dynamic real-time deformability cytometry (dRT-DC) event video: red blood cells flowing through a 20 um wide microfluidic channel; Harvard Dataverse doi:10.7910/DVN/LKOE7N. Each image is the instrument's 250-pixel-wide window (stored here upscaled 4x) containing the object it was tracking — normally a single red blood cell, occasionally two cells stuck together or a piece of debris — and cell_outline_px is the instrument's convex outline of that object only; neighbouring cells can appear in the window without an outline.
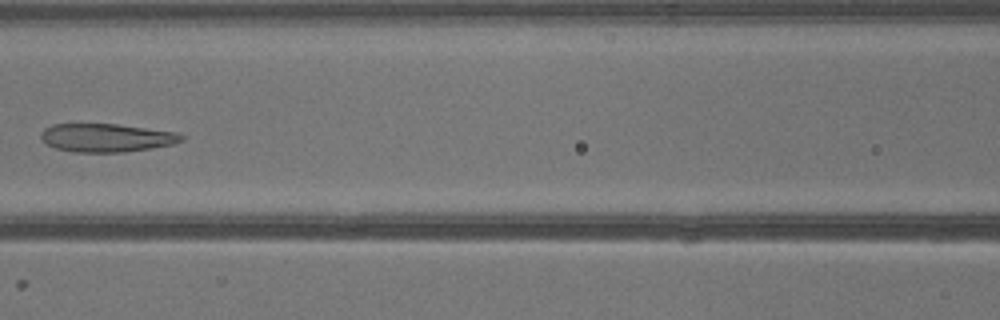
{"species": "common noctule bat (a hibernating species)", "species_latin": "Nyctalus noctula", "temperature_condition": "warm", "stored_images_in_passage": 41, "camera_frame_rate_fps": 3000, "um_per_image_px": 0.085, "animal": {"sex": "male", "body_mass_g": 13.3}, "frame": {"image": 1, "passage_image": 19, "time_ms": 6.0, "image_size_px": [1000, 320], "cell_outline_px": [[184, 140], [172, 144], [152, 148], [124, 152], [72, 152], [56, 148], [44, 144], [40, 140], [40, 132], [44, 128], [52, 124], [116, 124], [176, 132], [184, 136]], "centroid_in_image_um": [8.99, 11.71], "position_along_channel_um": 157.6, "area_um2": 23.35}}
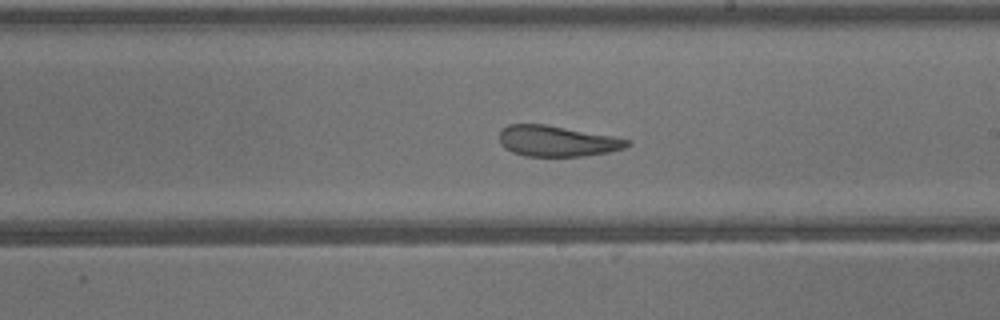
{"frame": {"image": 2, "passage_image": 24, "time_ms": 7.667, "image_size_px": [1000, 320], "cell_outline_px": [[632, 144], [624, 148], [608, 152], [584, 156], [524, 156], [512, 152], [504, 148], [500, 144], [500, 132], [508, 124], [548, 124], [612, 136], [628, 140]], "centroid_in_image_um": [47.33, 11.99], "position_along_channel_um": 241.7, "area_um2": 22.95}}
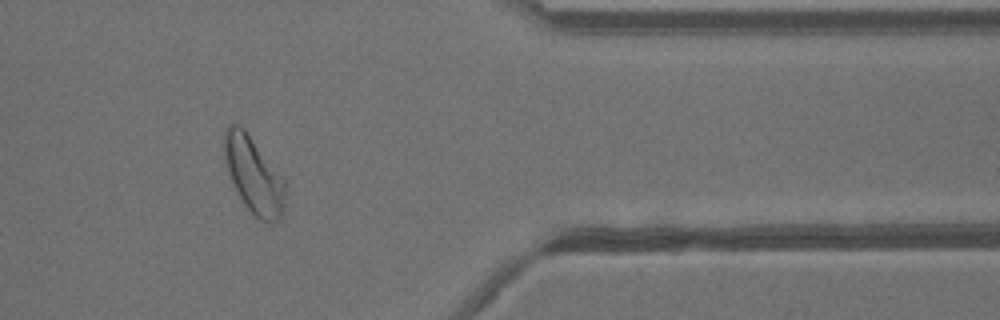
{"frame": {"image": 3, "passage_image": 34, "time_ms": 11.0, "image_size_px": [1000, 320], "cell_outline_px": [[284, 208], [280, 220], [272, 224], [260, 220], [244, 204], [232, 184], [228, 172], [224, 156], [224, 132], [228, 124], [236, 124], [244, 128], [284, 176]], "centroid_in_image_um": [21.57, 14.88], "position_along_channel_um": 389.8, "area_um2": 27.4}}